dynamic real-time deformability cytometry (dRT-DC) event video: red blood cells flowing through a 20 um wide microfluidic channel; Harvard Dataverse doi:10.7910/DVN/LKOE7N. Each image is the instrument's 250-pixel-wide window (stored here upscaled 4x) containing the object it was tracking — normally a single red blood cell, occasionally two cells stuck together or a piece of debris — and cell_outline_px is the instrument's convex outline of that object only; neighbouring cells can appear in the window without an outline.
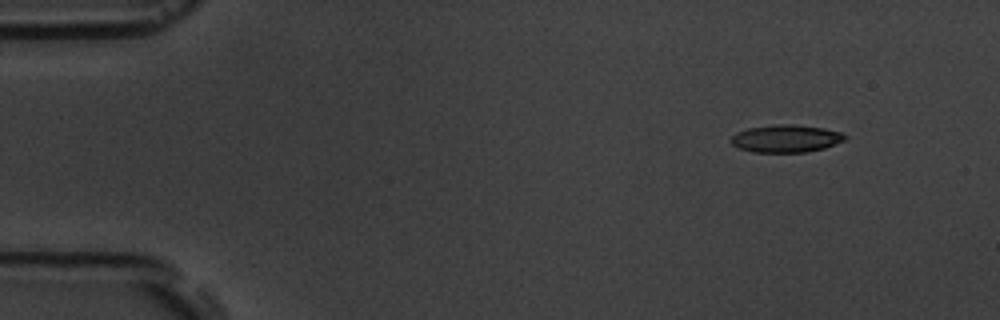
{"species": "common noctule bat (a hibernating species)", "species_latin": "Nyctalus noctula", "temperature_condition": "room temperature", "stored_images_in_passage": 3, "camera_frame_rate_fps": 3000, "um_per_image_px": 0.085, "animal": {"sex": "male", "body_mass_g": 19.5, "forearm_length_mm": 54.6}, "frame": {"image": 1, "passage_image": 1, "time_ms": 0.0, "image_size_px": [1000, 320], "cell_outline_px": [[848, 136], [844, 140], [824, 148], [804, 152], [752, 152], [740, 148], [732, 144], [728, 140], [736, 132], [748, 128], [776, 124], [792, 124], [824, 128], [840, 132]], "centroid_in_image_um": [66.78, 11.77], "position_along_channel_um": 18.2, "area_um2": 18.26}}
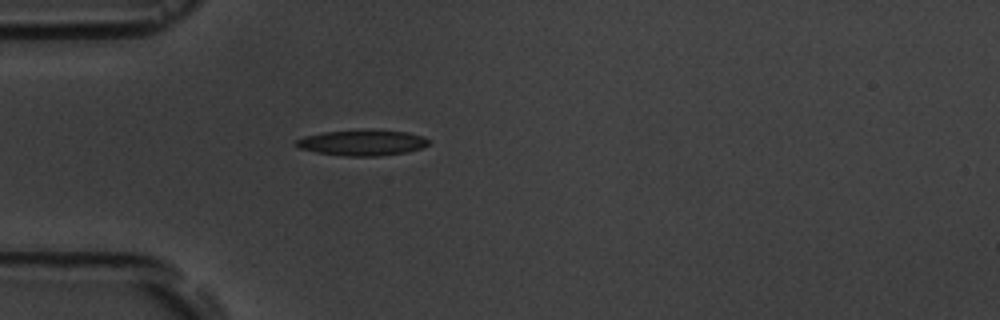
{"frame": {"image": 2, "passage_image": 3, "time_ms": 3.333, "image_size_px": [1000, 320], "cell_outline_px": [[428, 144], [420, 148], [404, 152], [376, 156], [344, 156], [316, 152], [300, 148], [292, 144], [296, 140], [304, 136], [324, 132], [408, 132], [424, 136], [428, 140]], "centroid_in_image_um": [30.73, 12.16], "position_along_channel_um": 54.3, "area_um2": 18.9}}